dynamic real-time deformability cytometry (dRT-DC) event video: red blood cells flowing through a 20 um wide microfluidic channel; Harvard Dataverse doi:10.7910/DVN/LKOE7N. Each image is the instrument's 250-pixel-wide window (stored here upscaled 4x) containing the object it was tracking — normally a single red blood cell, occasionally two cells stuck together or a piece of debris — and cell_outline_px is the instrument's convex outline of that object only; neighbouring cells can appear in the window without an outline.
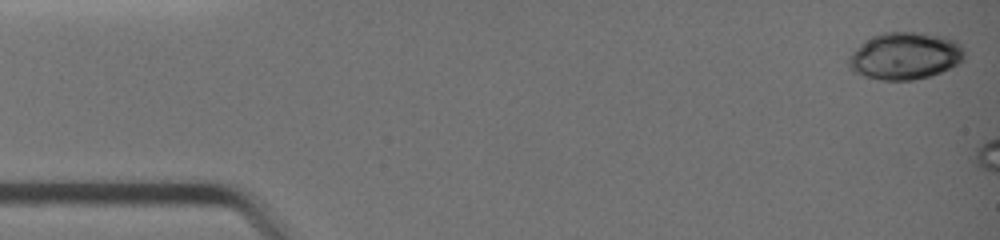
{"species": "common noctule bat (a hibernating species)", "species_latin": "Nyctalus noctula", "temperature_condition": "warm", "stored_images_in_passage": 5, "camera_frame_rate_fps": 3000, "um_per_image_px": 0.085, "animal": {"sex": "female", "body_mass_g": 19.0, "forearm_length_mm": 51.5}, "frame": {"image": 1, "passage_image": 1, "time_ms": 0.0, "image_size_px": [1000, 240], "cell_outline_px": [[964, 60], [940, 72], [928, 76], [912, 80], [880, 80], [864, 76], [852, 72], [848, 68], [848, 56], [864, 40], [872, 36], [884, 32], [920, 32], [940, 36], [956, 40], [964, 52]], "centroid_in_image_um": [76.87, 4.75], "position_along_channel_um": 8.1, "area_um2": 31.85}}